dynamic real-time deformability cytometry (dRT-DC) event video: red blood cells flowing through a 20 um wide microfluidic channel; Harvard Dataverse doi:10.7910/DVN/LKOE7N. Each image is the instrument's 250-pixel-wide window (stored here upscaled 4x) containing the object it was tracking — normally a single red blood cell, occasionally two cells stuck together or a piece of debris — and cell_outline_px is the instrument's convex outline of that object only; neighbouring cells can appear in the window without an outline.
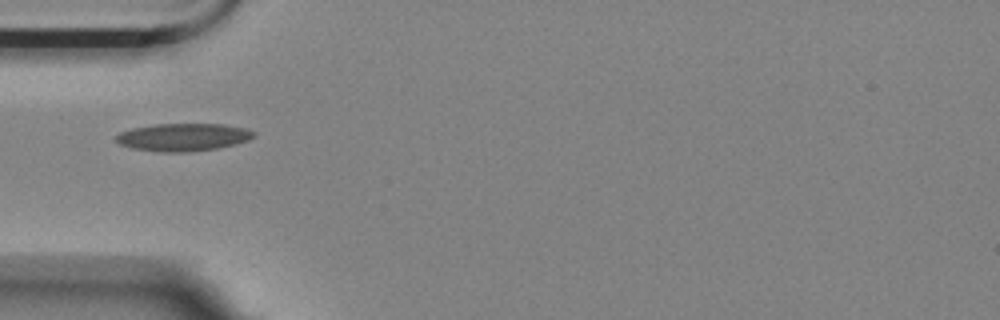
{"species": "Egyptian fruit bat (a non-hibernating species)", "species_latin": "Rousettus aegyptiacus", "temperature_condition": "room temperature", "stored_images_in_passage": 1, "camera_frame_rate_fps": 3000, "um_per_image_px": 0.085, "animal": {"sex": "female"}, "frame": {"image": 1, "passage_image": 1, "time_ms": 0.0, "image_size_px": [1000, 320], "cell_outline_px": [[256, 136], [248, 140], [216, 148], [188, 152], [160, 152], [132, 148], [120, 144], [116, 140], [116, 136], [120, 132], [132, 128], [156, 124], [224, 124], [244, 128], [256, 132]], "centroid_in_image_um": [15.56, 11.65], "position_along_channel_um": 69.4, "area_um2": 22.08}}